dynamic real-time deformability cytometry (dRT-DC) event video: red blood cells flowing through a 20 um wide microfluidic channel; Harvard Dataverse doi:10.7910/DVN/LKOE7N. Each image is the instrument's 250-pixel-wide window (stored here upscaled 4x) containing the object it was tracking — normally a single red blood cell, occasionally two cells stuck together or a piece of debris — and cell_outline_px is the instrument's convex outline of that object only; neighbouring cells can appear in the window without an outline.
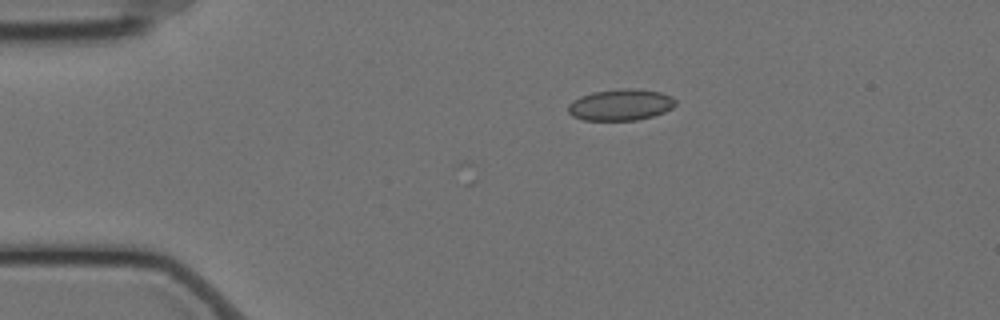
{"species": "Egyptian fruit bat (a non-hibernating species)", "species_latin": "Rousettus aegyptiacus", "temperature_condition": "cold", "stored_images_in_passage": 17, "camera_frame_rate_fps": 3000, "um_per_image_px": 0.085, "animal": {"sex": "female"}, "frame": {"image": 1, "passage_image": 17, "time_ms": 5.333, "image_size_px": [1000, 320], "cell_outline_px": [[676, 104], [672, 108], [664, 112], [652, 116], [636, 120], [584, 120], [572, 116], [568, 112], [568, 104], [572, 100], [580, 96], [592, 92], [624, 88], [632, 88], [660, 92], [672, 96], [676, 100]], "centroid_in_image_um": [52.74, 8.9], "position_along_channel_um": 32.3, "area_um2": 19.71}}